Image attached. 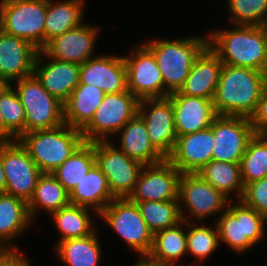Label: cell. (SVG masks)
Wrapping results in <instances>:
<instances>
[{
  "label": "cell",
  "instance_id": "d6986e66",
  "mask_svg": "<svg viewBox=\"0 0 267 266\" xmlns=\"http://www.w3.org/2000/svg\"><path fill=\"white\" fill-rule=\"evenodd\" d=\"M39 49L29 41L0 29V77L7 83L34 74Z\"/></svg>",
  "mask_w": 267,
  "mask_h": 266
},
{
  "label": "cell",
  "instance_id": "8992f818",
  "mask_svg": "<svg viewBox=\"0 0 267 266\" xmlns=\"http://www.w3.org/2000/svg\"><path fill=\"white\" fill-rule=\"evenodd\" d=\"M14 89L24 108L25 133L54 129L64 124L63 103L43 87L35 74L17 80Z\"/></svg>",
  "mask_w": 267,
  "mask_h": 266
},
{
  "label": "cell",
  "instance_id": "d6a6232c",
  "mask_svg": "<svg viewBox=\"0 0 267 266\" xmlns=\"http://www.w3.org/2000/svg\"><path fill=\"white\" fill-rule=\"evenodd\" d=\"M90 208L69 204L60 210L51 213L58 232L61 236L57 243L62 240L84 238L95 231L94 223L92 222V217L89 216Z\"/></svg>",
  "mask_w": 267,
  "mask_h": 266
},
{
  "label": "cell",
  "instance_id": "8d00e7d4",
  "mask_svg": "<svg viewBox=\"0 0 267 266\" xmlns=\"http://www.w3.org/2000/svg\"><path fill=\"white\" fill-rule=\"evenodd\" d=\"M195 224L187 222V253L197 257L199 262L211 256L220 246V241L216 223L214 228L212 225L205 226L206 223L202 224L203 226Z\"/></svg>",
  "mask_w": 267,
  "mask_h": 266
},
{
  "label": "cell",
  "instance_id": "83f0119b",
  "mask_svg": "<svg viewBox=\"0 0 267 266\" xmlns=\"http://www.w3.org/2000/svg\"><path fill=\"white\" fill-rule=\"evenodd\" d=\"M85 0H47L45 16V45L55 37L78 27L83 21Z\"/></svg>",
  "mask_w": 267,
  "mask_h": 266
},
{
  "label": "cell",
  "instance_id": "bcb514c9",
  "mask_svg": "<svg viewBox=\"0 0 267 266\" xmlns=\"http://www.w3.org/2000/svg\"><path fill=\"white\" fill-rule=\"evenodd\" d=\"M11 249L6 246L2 241H0V261L10 253Z\"/></svg>",
  "mask_w": 267,
  "mask_h": 266
},
{
  "label": "cell",
  "instance_id": "603a6c76",
  "mask_svg": "<svg viewBox=\"0 0 267 266\" xmlns=\"http://www.w3.org/2000/svg\"><path fill=\"white\" fill-rule=\"evenodd\" d=\"M223 63L207 46L194 60L189 75L179 91L171 94H184L206 99H214Z\"/></svg>",
  "mask_w": 267,
  "mask_h": 266
},
{
  "label": "cell",
  "instance_id": "2e32d148",
  "mask_svg": "<svg viewBox=\"0 0 267 266\" xmlns=\"http://www.w3.org/2000/svg\"><path fill=\"white\" fill-rule=\"evenodd\" d=\"M181 172L168 160L143 167L131 201L179 200V179Z\"/></svg>",
  "mask_w": 267,
  "mask_h": 266
},
{
  "label": "cell",
  "instance_id": "d590c367",
  "mask_svg": "<svg viewBox=\"0 0 267 266\" xmlns=\"http://www.w3.org/2000/svg\"><path fill=\"white\" fill-rule=\"evenodd\" d=\"M244 187L267 176V134H254L240 163Z\"/></svg>",
  "mask_w": 267,
  "mask_h": 266
},
{
  "label": "cell",
  "instance_id": "7a4b0ae2",
  "mask_svg": "<svg viewBox=\"0 0 267 266\" xmlns=\"http://www.w3.org/2000/svg\"><path fill=\"white\" fill-rule=\"evenodd\" d=\"M266 86V73L223 64L213 99L217 115L250 118Z\"/></svg>",
  "mask_w": 267,
  "mask_h": 266
},
{
  "label": "cell",
  "instance_id": "7dc6e473",
  "mask_svg": "<svg viewBox=\"0 0 267 266\" xmlns=\"http://www.w3.org/2000/svg\"><path fill=\"white\" fill-rule=\"evenodd\" d=\"M8 84L0 77V92L7 86Z\"/></svg>",
  "mask_w": 267,
  "mask_h": 266
},
{
  "label": "cell",
  "instance_id": "52a82bcc",
  "mask_svg": "<svg viewBox=\"0 0 267 266\" xmlns=\"http://www.w3.org/2000/svg\"><path fill=\"white\" fill-rule=\"evenodd\" d=\"M47 0H0V29L41 50L45 46Z\"/></svg>",
  "mask_w": 267,
  "mask_h": 266
},
{
  "label": "cell",
  "instance_id": "9a60e30c",
  "mask_svg": "<svg viewBox=\"0 0 267 266\" xmlns=\"http://www.w3.org/2000/svg\"><path fill=\"white\" fill-rule=\"evenodd\" d=\"M137 114L153 146L167 159L177 140L172 101L168 97L140 100Z\"/></svg>",
  "mask_w": 267,
  "mask_h": 266
},
{
  "label": "cell",
  "instance_id": "6da1fadb",
  "mask_svg": "<svg viewBox=\"0 0 267 266\" xmlns=\"http://www.w3.org/2000/svg\"><path fill=\"white\" fill-rule=\"evenodd\" d=\"M231 30L209 32L208 46L224 65L266 73L267 26L233 25Z\"/></svg>",
  "mask_w": 267,
  "mask_h": 266
},
{
  "label": "cell",
  "instance_id": "f35d334b",
  "mask_svg": "<svg viewBox=\"0 0 267 266\" xmlns=\"http://www.w3.org/2000/svg\"><path fill=\"white\" fill-rule=\"evenodd\" d=\"M232 25L267 26V0H227Z\"/></svg>",
  "mask_w": 267,
  "mask_h": 266
},
{
  "label": "cell",
  "instance_id": "7402d4cb",
  "mask_svg": "<svg viewBox=\"0 0 267 266\" xmlns=\"http://www.w3.org/2000/svg\"><path fill=\"white\" fill-rule=\"evenodd\" d=\"M44 53L39 50L34 74L41 81L43 87L63 104L79 84L80 65L49 58L45 63Z\"/></svg>",
  "mask_w": 267,
  "mask_h": 266
},
{
  "label": "cell",
  "instance_id": "ba28073f",
  "mask_svg": "<svg viewBox=\"0 0 267 266\" xmlns=\"http://www.w3.org/2000/svg\"><path fill=\"white\" fill-rule=\"evenodd\" d=\"M139 100L129 91L105 94L91 121L81 130L84 142L107 141L138 112ZM112 135V136H111Z\"/></svg>",
  "mask_w": 267,
  "mask_h": 266
},
{
  "label": "cell",
  "instance_id": "7c38bea8",
  "mask_svg": "<svg viewBox=\"0 0 267 266\" xmlns=\"http://www.w3.org/2000/svg\"><path fill=\"white\" fill-rule=\"evenodd\" d=\"M0 157L6 177L4 192L28 203L43 173L18 140L0 143Z\"/></svg>",
  "mask_w": 267,
  "mask_h": 266
},
{
  "label": "cell",
  "instance_id": "cb8c5ba5",
  "mask_svg": "<svg viewBox=\"0 0 267 266\" xmlns=\"http://www.w3.org/2000/svg\"><path fill=\"white\" fill-rule=\"evenodd\" d=\"M118 134L120 140V147L118 148L142 165H154L166 160L153 146L146 126L138 114L122 127L117 136Z\"/></svg>",
  "mask_w": 267,
  "mask_h": 266
},
{
  "label": "cell",
  "instance_id": "277c9868",
  "mask_svg": "<svg viewBox=\"0 0 267 266\" xmlns=\"http://www.w3.org/2000/svg\"><path fill=\"white\" fill-rule=\"evenodd\" d=\"M18 141L42 173H52L84 142L81 130L63 124L25 133Z\"/></svg>",
  "mask_w": 267,
  "mask_h": 266
},
{
  "label": "cell",
  "instance_id": "1f68e13d",
  "mask_svg": "<svg viewBox=\"0 0 267 266\" xmlns=\"http://www.w3.org/2000/svg\"><path fill=\"white\" fill-rule=\"evenodd\" d=\"M197 173L230 201H233V193L238 200L242 199L245 187L240 164L211 160Z\"/></svg>",
  "mask_w": 267,
  "mask_h": 266
},
{
  "label": "cell",
  "instance_id": "ee69618b",
  "mask_svg": "<svg viewBox=\"0 0 267 266\" xmlns=\"http://www.w3.org/2000/svg\"><path fill=\"white\" fill-rule=\"evenodd\" d=\"M14 141H17V139L5 127L4 120L0 112V143Z\"/></svg>",
  "mask_w": 267,
  "mask_h": 266
},
{
  "label": "cell",
  "instance_id": "836d02e7",
  "mask_svg": "<svg viewBox=\"0 0 267 266\" xmlns=\"http://www.w3.org/2000/svg\"><path fill=\"white\" fill-rule=\"evenodd\" d=\"M96 164L94 142H83L72 155L51 174L70 193Z\"/></svg>",
  "mask_w": 267,
  "mask_h": 266
},
{
  "label": "cell",
  "instance_id": "5b68a950",
  "mask_svg": "<svg viewBox=\"0 0 267 266\" xmlns=\"http://www.w3.org/2000/svg\"><path fill=\"white\" fill-rule=\"evenodd\" d=\"M215 220L219 232V241L225 243L236 253H244L264 238L267 220L242 200L232 205ZM247 250V251H246Z\"/></svg>",
  "mask_w": 267,
  "mask_h": 266
},
{
  "label": "cell",
  "instance_id": "8fae6325",
  "mask_svg": "<svg viewBox=\"0 0 267 266\" xmlns=\"http://www.w3.org/2000/svg\"><path fill=\"white\" fill-rule=\"evenodd\" d=\"M178 199L182 220L187 222H193L194 218L199 222L209 219L208 217H213L219 212L222 213L227 209L230 201L205 181L199 173H181ZM182 203L191 214L190 219H188V215L185 216L187 210L182 207Z\"/></svg>",
  "mask_w": 267,
  "mask_h": 266
},
{
  "label": "cell",
  "instance_id": "f1b7e54d",
  "mask_svg": "<svg viewBox=\"0 0 267 266\" xmlns=\"http://www.w3.org/2000/svg\"><path fill=\"white\" fill-rule=\"evenodd\" d=\"M97 235L95 231L84 238L62 240L55 244L56 254L67 266H98L102 247Z\"/></svg>",
  "mask_w": 267,
  "mask_h": 266
},
{
  "label": "cell",
  "instance_id": "4fadbf2b",
  "mask_svg": "<svg viewBox=\"0 0 267 266\" xmlns=\"http://www.w3.org/2000/svg\"><path fill=\"white\" fill-rule=\"evenodd\" d=\"M123 55L127 71L128 90L140 101L165 98L170 93L165 89L162 73L154 54L143 44Z\"/></svg>",
  "mask_w": 267,
  "mask_h": 266
},
{
  "label": "cell",
  "instance_id": "5bb4252c",
  "mask_svg": "<svg viewBox=\"0 0 267 266\" xmlns=\"http://www.w3.org/2000/svg\"><path fill=\"white\" fill-rule=\"evenodd\" d=\"M210 128L215 140L212 160L240 164L248 142L255 134L250 119L218 115Z\"/></svg>",
  "mask_w": 267,
  "mask_h": 266
},
{
  "label": "cell",
  "instance_id": "f546056e",
  "mask_svg": "<svg viewBox=\"0 0 267 266\" xmlns=\"http://www.w3.org/2000/svg\"><path fill=\"white\" fill-rule=\"evenodd\" d=\"M69 204V193L51 173H43L39 177L33 195L27 203L33 222L39 208L51 214Z\"/></svg>",
  "mask_w": 267,
  "mask_h": 266
},
{
  "label": "cell",
  "instance_id": "3957f363",
  "mask_svg": "<svg viewBox=\"0 0 267 266\" xmlns=\"http://www.w3.org/2000/svg\"><path fill=\"white\" fill-rule=\"evenodd\" d=\"M153 54L163 76L165 89L171 94L184 85L194 60L208 46V36L143 43Z\"/></svg>",
  "mask_w": 267,
  "mask_h": 266
},
{
  "label": "cell",
  "instance_id": "4dcf8cb0",
  "mask_svg": "<svg viewBox=\"0 0 267 266\" xmlns=\"http://www.w3.org/2000/svg\"><path fill=\"white\" fill-rule=\"evenodd\" d=\"M185 223V224H184ZM186 228L184 231V227ZM187 221L153 234V244L149 255L161 263L175 266V262L187 255Z\"/></svg>",
  "mask_w": 267,
  "mask_h": 266
},
{
  "label": "cell",
  "instance_id": "ac0fdd59",
  "mask_svg": "<svg viewBox=\"0 0 267 266\" xmlns=\"http://www.w3.org/2000/svg\"><path fill=\"white\" fill-rule=\"evenodd\" d=\"M79 84L96 86L106 94L127 91V71L123 56L98 55L80 65Z\"/></svg>",
  "mask_w": 267,
  "mask_h": 266
},
{
  "label": "cell",
  "instance_id": "7bdbcfd3",
  "mask_svg": "<svg viewBox=\"0 0 267 266\" xmlns=\"http://www.w3.org/2000/svg\"><path fill=\"white\" fill-rule=\"evenodd\" d=\"M133 266H168L161 263L159 260L154 259L149 254H141V257L137 259Z\"/></svg>",
  "mask_w": 267,
  "mask_h": 266
},
{
  "label": "cell",
  "instance_id": "60d3db41",
  "mask_svg": "<svg viewBox=\"0 0 267 266\" xmlns=\"http://www.w3.org/2000/svg\"><path fill=\"white\" fill-rule=\"evenodd\" d=\"M249 119L255 134H267V86Z\"/></svg>",
  "mask_w": 267,
  "mask_h": 266
},
{
  "label": "cell",
  "instance_id": "44dd1931",
  "mask_svg": "<svg viewBox=\"0 0 267 266\" xmlns=\"http://www.w3.org/2000/svg\"><path fill=\"white\" fill-rule=\"evenodd\" d=\"M215 140L208 129L177 137L175 147L167 158L181 173H197L213 157Z\"/></svg>",
  "mask_w": 267,
  "mask_h": 266
},
{
  "label": "cell",
  "instance_id": "9c48e42d",
  "mask_svg": "<svg viewBox=\"0 0 267 266\" xmlns=\"http://www.w3.org/2000/svg\"><path fill=\"white\" fill-rule=\"evenodd\" d=\"M119 234L128 246L141 254H149L153 233L145 223L136 203L129 198L113 199L98 215Z\"/></svg>",
  "mask_w": 267,
  "mask_h": 266
},
{
  "label": "cell",
  "instance_id": "4316f807",
  "mask_svg": "<svg viewBox=\"0 0 267 266\" xmlns=\"http://www.w3.org/2000/svg\"><path fill=\"white\" fill-rule=\"evenodd\" d=\"M31 224L34 222L30 218L27 203L13 195L0 192V241L11 250H20L14 244V239L27 231Z\"/></svg>",
  "mask_w": 267,
  "mask_h": 266
},
{
  "label": "cell",
  "instance_id": "74e56055",
  "mask_svg": "<svg viewBox=\"0 0 267 266\" xmlns=\"http://www.w3.org/2000/svg\"><path fill=\"white\" fill-rule=\"evenodd\" d=\"M0 112L7 130L18 140L25 134V112L17 91L11 84L0 92Z\"/></svg>",
  "mask_w": 267,
  "mask_h": 266
},
{
  "label": "cell",
  "instance_id": "ab89813d",
  "mask_svg": "<svg viewBox=\"0 0 267 266\" xmlns=\"http://www.w3.org/2000/svg\"><path fill=\"white\" fill-rule=\"evenodd\" d=\"M241 200L267 220V176L247 184Z\"/></svg>",
  "mask_w": 267,
  "mask_h": 266
},
{
  "label": "cell",
  "instance_id": "30bf717a",
  "mask_svg": "<svg viewBox=\"0 0 267 266\" xmlns=\"http://www.w3.org/2000/svg\"><path fill=\"white\" fill-rule=\"evenodd\" d=\"M96 165L107 178L115 198H129L144 167L140 162L128 157L110 140L95 141Z\"/></svg>",
  "mask_w": 267,
  "mask_h": 266
},
{
  "label": "cell",
  "instance_id": "e0dca14e",
  "mask_svg": "<svg viewBox=\"0 0 267 266\" xmlns=\"http://www.w3.org/2000/svg\"><path fill=\"white\" fill-rule=\"evenodd\" d=\"M99 28L84 22L65 32L61 36L50 40L41 51L45 59L66 61L75 64H83L95 54L94 48Z\"/></svg>",
  "mask_w": 267,
  "mask_h": 266
},
{
  "label": "cell",
  "instance_id": "d4e9b609",
  "mask_svg": "<svg viewBox=\"0 0 267 266\" xmlns=\"http://www.w3.org/2000/svg\"><path fill=\"white\" fill-rule=\"evenodd\" d=\"M113 199L107 178L96 164L69 193L70 204L91 208L97 215Z\"/></svg>",
  "mask_w": 267,
  "mask_h": 266
},
{
  "label": "cell",
  "instance_id": "e575fe53",
  "mask_svg": "<svg viewBox=\"0 0 267 266\" xmlns=\"http://www.w3.org/2000/svg\"><path fill=\"white\" fill-rule=\"evenodd\" d=\"M136 203L149 230L154 234L182 221L179 200L132 201Z\"/></svg>",
  "mask_w": 267,
  "mask_h": 266
},
{
  "label": "cell",
  "instance_id": "ffe728a7",
  "mask_svg": "<svg viewBox=\"0 0 267 266\" xmlns=\"http://www.w3.org/2000/svg\"><path fill=\"white\" fill-rule=\"evenodd\" d=\"M176 136L199 132L211 127L218 116L212 99L184 94H170Z\"/></svg>",
  "mask_w": 267,
  "mask_h": 266
},
{
  "label": "cell",
  "instance_id": "f6af8a7d",
  "mask_svg": "<svg viewBox=\"0 0 267 266\" xmlns=\"http://www.w3.org/2000/svg\"><path fill=\"white\" fill-rule=\"evenodd\" d=\"M5 186H6V177L2 168L1 157H0V192L5 191Z\"/></svg>",
  "mask_w": 267,
  "mask_h": 266
},
{
  "label": "cell",
  "instance_id": "b9f144b4",
  "mask_svg": "<svg viewBox=\"0 0 267 266\" xmlns=\"http://www.w3.org/2000/svg\"><path fill=\"white\" fill-rule=\"evenodd\" d=\"M27 257L20 250H11L1 261L0 266H30Z\"/></svg>",
  "mask_w": 267,
  "mask_h": 266
},
{
  "label": "cell",
  "instance_id": "484cf974",
  "mask_svg": "<svg viewBox=\"0 0 267 266\" xmlns=\"http://www.w3.org/2000/svg\"><path fill=\"white\" fill-rule=\"evenodd\" d=\"M105 94L94 85L78 84L63 104L64 123L72 128L82 130L93 118Z\"/></svg>",
  "mask_w": 267,
  "mask_h": 266
}]
</instances>
